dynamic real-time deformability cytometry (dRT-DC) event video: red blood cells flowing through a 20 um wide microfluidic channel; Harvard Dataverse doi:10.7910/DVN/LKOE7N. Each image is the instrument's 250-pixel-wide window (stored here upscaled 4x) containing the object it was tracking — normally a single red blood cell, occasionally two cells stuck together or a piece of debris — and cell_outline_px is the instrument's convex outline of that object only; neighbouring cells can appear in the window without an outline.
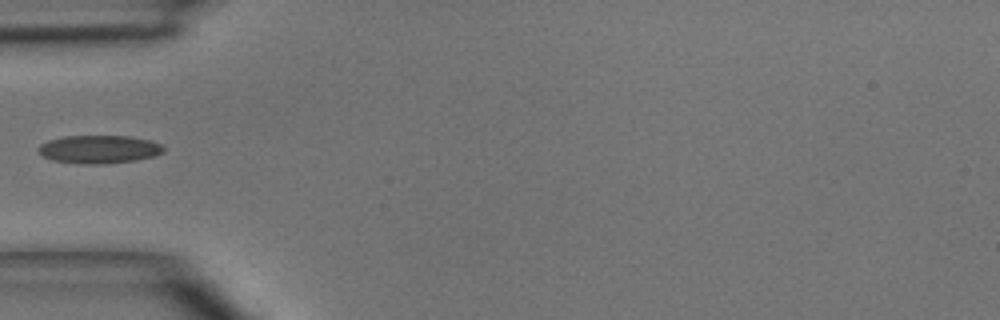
{"species": "common noctule bat (a hibernating species)", "species_latin": "Nyctalus noctula", "temperature_condition": "room temperature", "stored_images_in_passage": 3, "camera_frame_rate_fps": 3000, "um_per_image_px": 0.085, "animal": {"sex": "male", "body_mass_g": 15.6}, "frame": {"image": 1, "passage_image": 3, "time_ms": 2.333, "image_size_px": [1000, 320], "cell_outline_px": [[164, 152], [156, 156], [136, 160], [104, 164], [80, 164], [52, 160], [44, 156], [36, 148], [40, 144], [48, 140], [64, 136], [132, 136], [152, 140], [160, 144], [164, 148]], "centroid_in_image_um": [8.44, 12.69], "position_along_channel_um": 76.6, "area_um2": 20.75}}